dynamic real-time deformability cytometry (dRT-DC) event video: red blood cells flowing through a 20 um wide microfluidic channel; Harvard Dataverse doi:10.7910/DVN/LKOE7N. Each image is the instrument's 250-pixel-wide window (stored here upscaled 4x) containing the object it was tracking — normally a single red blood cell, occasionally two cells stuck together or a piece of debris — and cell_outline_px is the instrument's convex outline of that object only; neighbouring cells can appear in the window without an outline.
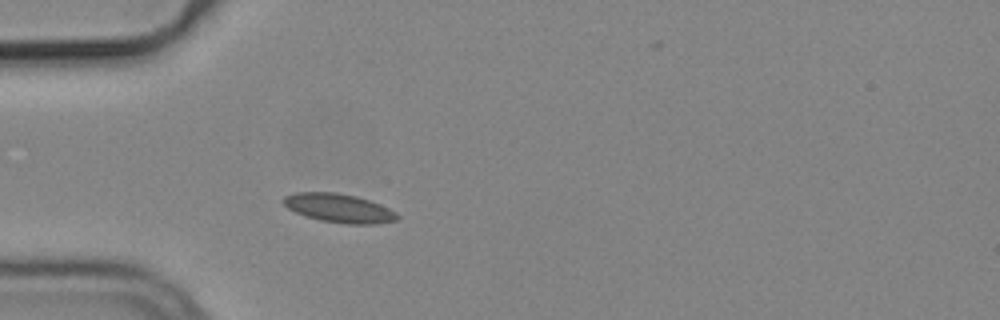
{"species": "common noctule bat (a hibernating species)", "species_latin": "Nyctalus noctula", "temperature_condition": "cold", "stored_images_in_passage": 1, "camera_frame_rate_fps": 3000, "um_per_image_px": 0.085, "animal": {"sex": "male", "body_mass_g": 19.2, "forearm_length_mm": 51.8}, "frame": {"image": 1, "passage_image": 1, "time_ms": 0.0, "image_size_px": [1000, 320], "cell_outline_px": [[400, 216], [396, 220], [376, 224], [344, 224], [320, 220], [304, 216], [288, 208], [280, 200], [284, 196], [296, 192], [336, 192], [356, 196], [380, 204], [396, 212]], "centroid_in_image_um": [28.79, 17.69], "position_along_channel_um": 56.2, "area_um2": 19.19}}